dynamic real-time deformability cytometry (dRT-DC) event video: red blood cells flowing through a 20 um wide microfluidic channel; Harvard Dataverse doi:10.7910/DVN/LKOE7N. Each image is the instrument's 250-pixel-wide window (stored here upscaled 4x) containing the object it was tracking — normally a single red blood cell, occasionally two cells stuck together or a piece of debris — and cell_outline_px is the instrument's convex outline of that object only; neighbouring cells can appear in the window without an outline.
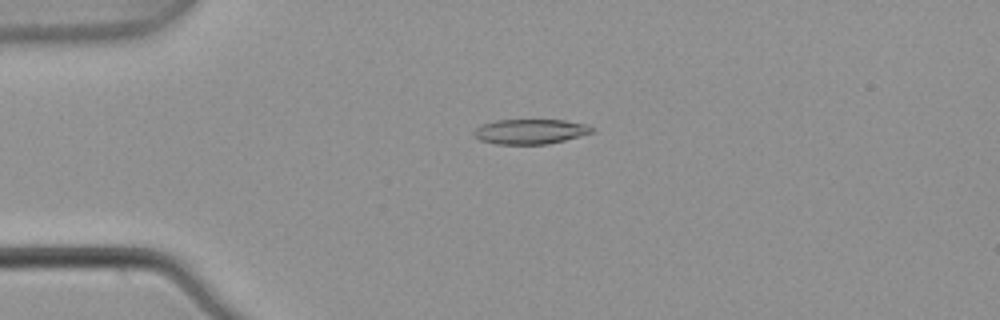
{"species": "common noctule bat (a hibernating species)", "species_latin": "Nyctalus noctula", "temperature_condition": "warm", "stored_images_in_passage": 4, "camera_frame_rate_fps": 3000, "um_per_image_px": 0.085, "animal": {"sex": "male", "body_mass_g": 21.5, "forearm_length_mm": 52.0}, "frame": {"image": 1, "passage_image": 3, "time_ms": 0.667, "image_size_px": [1000, 320], "cell_outline_px": [[596, 128], [592, 132], [564, 140], [548, 144], [496, 144], [480, 140], [472, 132], [480, 124], [496, 120], [564, 120], [588, 124]], "centroid_in_image_um": [45.07, 11.17], "position_along_channel_um": 39.9, "area_um2": 17.17}}